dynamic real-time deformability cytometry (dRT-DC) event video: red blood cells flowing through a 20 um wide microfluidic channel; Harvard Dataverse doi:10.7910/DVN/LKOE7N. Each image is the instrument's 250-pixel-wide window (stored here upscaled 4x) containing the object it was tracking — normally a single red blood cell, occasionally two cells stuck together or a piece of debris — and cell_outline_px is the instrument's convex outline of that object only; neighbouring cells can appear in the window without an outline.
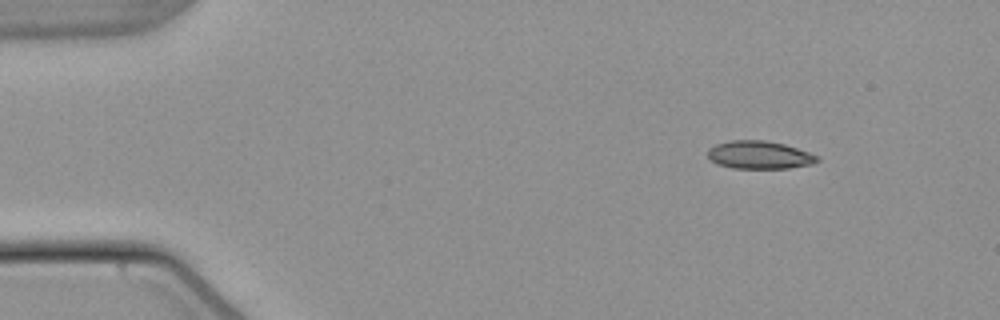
{"species": "common noctule bat (a hibernating species)", "species_latin": "Nyctalus noctula", "temperature_condition": "warm", "stored_images_in_passage": 48, "camera_frame_rate_fps": 3000, "um_per_image_px": 0.085, "animal": {"sex": "male", "body_mass_g": 21.5, "forearm_length_mm": 52.0}, "frame": {"image": 1, "passage_image": 1, "time_ms": 0.0, "image_size_px": [1000, 320], "cell_outline_px": [[820, 160], [812, 164], [788, 168], [732, 168], [720, 164], [712, 160], [708, 156], [708, 148], [716, 144], [732, 140], [764, 140], [784, 144], [820, 156]], "centroid_in_image_um": [64.57, 13.16], "position_along_channel_um": 20.4, "area_um2": 17.69}}
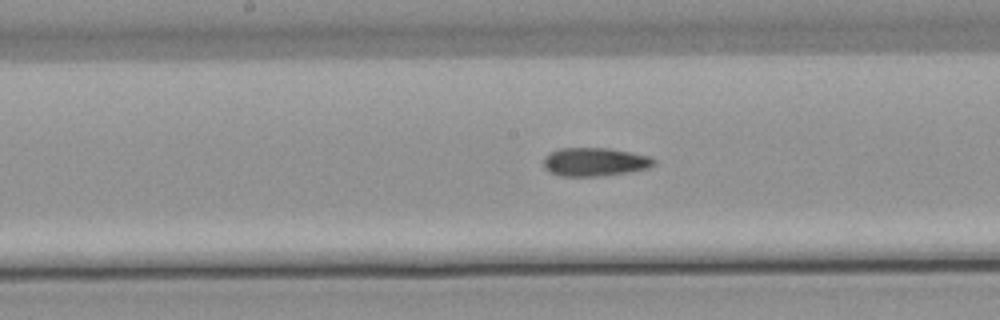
{"frame": {"image": 2, "passage_image": 22, "time_ms": 7.0, "image_size_px": [1000, 320], "cell_outline_px": [[656, 164], [648, 168], [628, 172], [596, 176], [560, 176], [544, 168], [544, 156], [548, 152], [556, 148], [608, 148], [652, 156], [656, 160]], "centroid_in_image_um": [50.55, 13.75], "position_along_channel_um": 197.6, "area_um2": 18.44}}
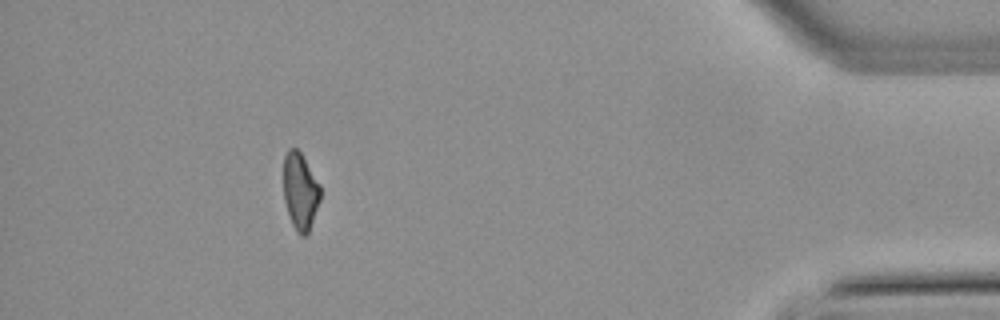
{"frame": {"image": 3, "passage_image": 43, "time_ms": 14.0, "image_size_px": [1000, 320], "cell_outline_px": [[320, 200], [308, 232], [304, 236], [300, 236], [296, 232], [292, 224], [284, 200], [284, 156], [288, 148], [296, 148], [300, 152], [320, 184]], "centroid_in_image_um": [25.51, 16.25], "position_along_channel_um": 409.7, "area_um2": 16.36}, "authors_computed_cell_mechanics": {"area_um2": 17.9758, "velocity_mm_per_s": 3.8334, "shape_relaxation_time_tau1_ms": null, "shape_relaxation_time_tau2_ms": 5.7765, "deformation_change_tau1": null, "deformation_change_tau2": 0.1473}}